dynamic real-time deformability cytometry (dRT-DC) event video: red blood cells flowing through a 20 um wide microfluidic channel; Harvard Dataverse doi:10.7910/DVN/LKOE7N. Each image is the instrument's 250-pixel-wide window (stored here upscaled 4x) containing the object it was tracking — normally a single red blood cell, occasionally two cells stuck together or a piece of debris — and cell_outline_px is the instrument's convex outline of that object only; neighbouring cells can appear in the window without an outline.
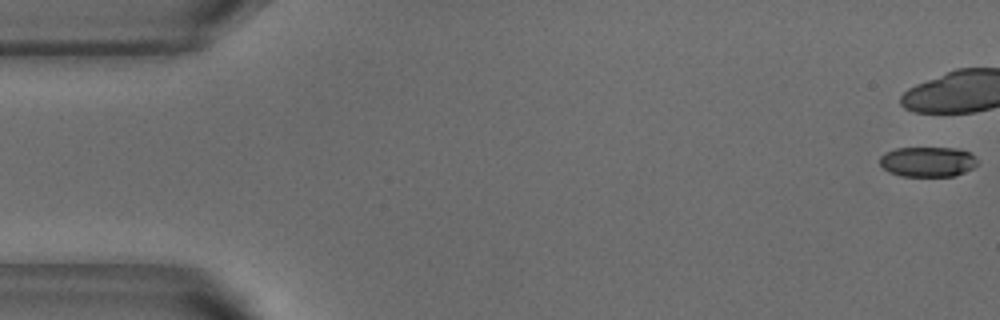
{"species": "common noctule bat (a hibernating species)", "species_latin": "Nyctalus noctula", "temperature_condition": "warm", "stored_images_in_passage": 9, "camera_frame_rate_fps": 3000, "um_per_image_px": 0.085, "animal": {"sex": "male", "body_mass_g": 18.8}, "frame": {"image": 1, "passage_image": 1, "time_ms": 0.0, "image_size_px": [1000, 320], "cell_outline_px": [[976, 164], [972, 168], [956, 176], [900, 176], [888, 172], [880, 164], [880, 156], [884, 152], [896, 148], [956, 148], [968, 152], [976, 156]], "centroid_in_image_um": [78.83, 13.75], "position_along_channel_um": 6.2, "area_um2": 17.17}}